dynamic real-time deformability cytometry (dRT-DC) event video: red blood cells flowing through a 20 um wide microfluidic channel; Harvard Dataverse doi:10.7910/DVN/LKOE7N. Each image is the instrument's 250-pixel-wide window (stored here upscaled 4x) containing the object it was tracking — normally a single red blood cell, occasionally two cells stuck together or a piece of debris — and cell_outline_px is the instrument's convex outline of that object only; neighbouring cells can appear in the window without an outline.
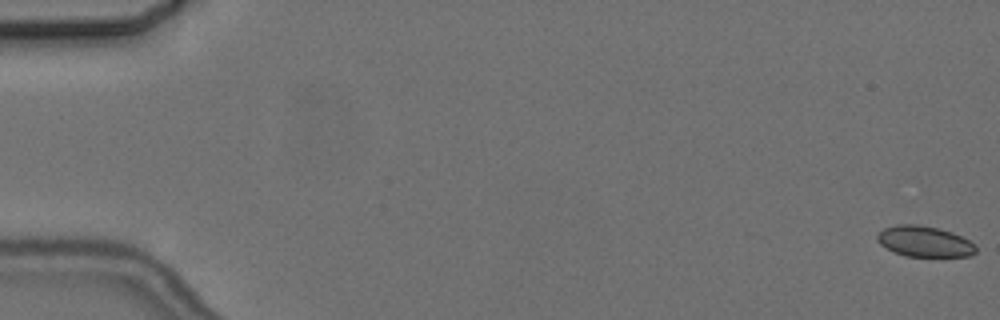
{"species": "common noctule bat (a hibernating species)", "species_latin": "Nyctalus noctula", "temperature_condition": "cold", "stored_images_in_passage": 8, "camera_frame_rate_fps": 3000, "um_per_image_px": 0.085, "animal": {"sex": "female", "body_mass_g": 24.6, "forearm_length_mm": 56.2}, "frame": {"image": 1, "passage_image": 1, "time_ms": 0.0, "image_size_px": [1000, 320], "cell_outline_px": [[976, 252], [972, 256], [904, 256], [892, 252], [880, 244], [876, 240], [876, 236], [884, 228], [896, 224], [916, 224], [936, 228], [952, 232], [976, 244]], "centroid_in_image_um": [78.56, 20.53], "position_along_channel_um": 6.4, "area_um2": 17.74}}
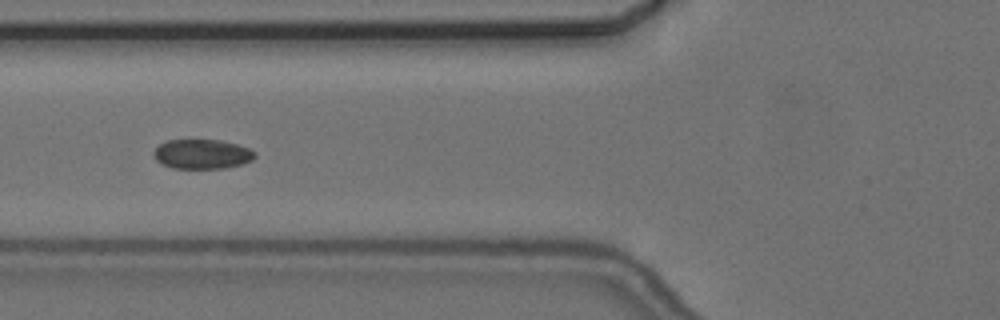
{"frame": {"image": 2, "passage_image": 7, "time_ms": 7.333, "image_size_px": [1000, 320], "cell_outline_px": [[256, 156], [252, 160], [240, 164], [224, 168], [172, 168], [160, 164], [156, 160], [152, 152], [160, 144], [168, 140], [220, 140], [236, 144], [248, 148], [256, 152]], "centroid_in_image_um": [17.15, 13.1], "position_along_channel_um": 108.6, "area_um2": 17.4}}
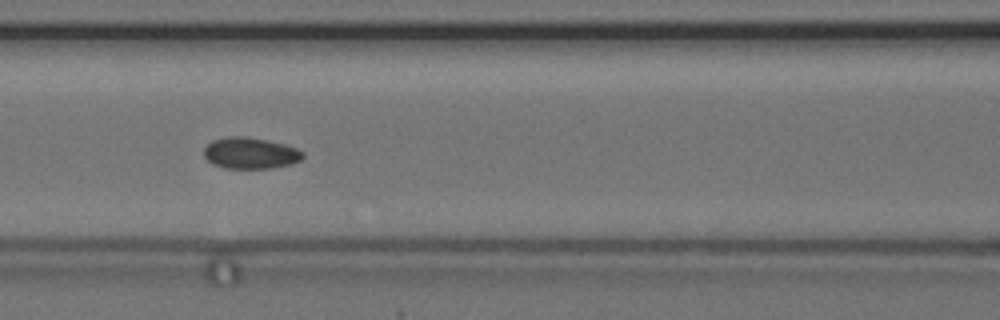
{"frame": {"image": 3, "passage_image": 8, "time_ms": 8.333, "image_size_px": [1000, 320], "cell_outline_px": [[304, 156], [300, 160], [292, 164], [272, 168], [224, 168], [212, 164], [204, 156], [204, 148], [212, 140], [228, 136], [244, 136], [268, 140], [284, 144], [296, 148], [304, 152]], "centroid_in_image_um": [21.28, 13.01], "position_along_channel_um": 145.3, "area_um2": 18.15}}